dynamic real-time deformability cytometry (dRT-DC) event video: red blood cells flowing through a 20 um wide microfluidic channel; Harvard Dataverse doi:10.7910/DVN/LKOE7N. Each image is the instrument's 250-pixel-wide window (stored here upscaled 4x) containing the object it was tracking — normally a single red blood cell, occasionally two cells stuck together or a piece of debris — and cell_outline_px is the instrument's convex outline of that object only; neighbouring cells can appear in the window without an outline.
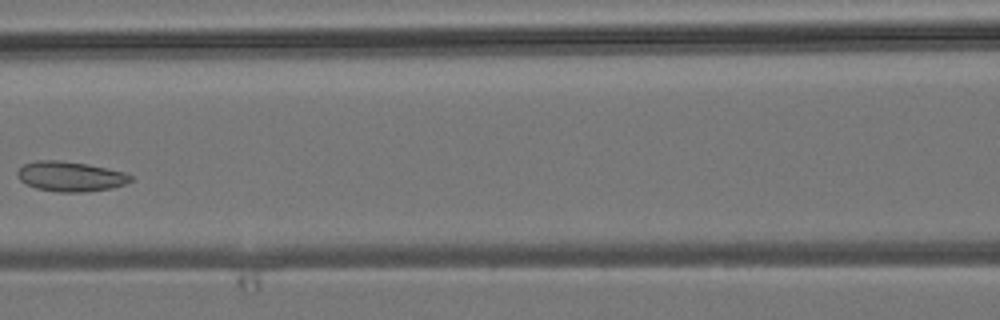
{"species": "common noctule bat (a hibernating species)", "species_latin": "Nyctalus noctula", "temperature_condition": "room temperature", "stored_images_in_passage": 7, "camera_frame_rate_fps": 3000, "um_per_image_px": 0.085, "animal": {"sex": "male", "body_mass_g": 19.2, "forearm_length_mm": 51.8}, "frame": {"image": 1, "passage_image": 6, "time_ms": 6.0, "image_size_px": [1000, 320], "cell_outline_px": [[132, 180], [124, 184], [112, 188], [84, 192], [56, 192], [36, 188], [20, 180], [16, 176], [16, 172], [24, 164], [36, 160], [60, 160], [88, 164], [124, 172], [132, 176]], "centroid_in_image_um": [5.96, 14.99], "position_along_channel_um": 160.6, "area_um2": 19.77}}
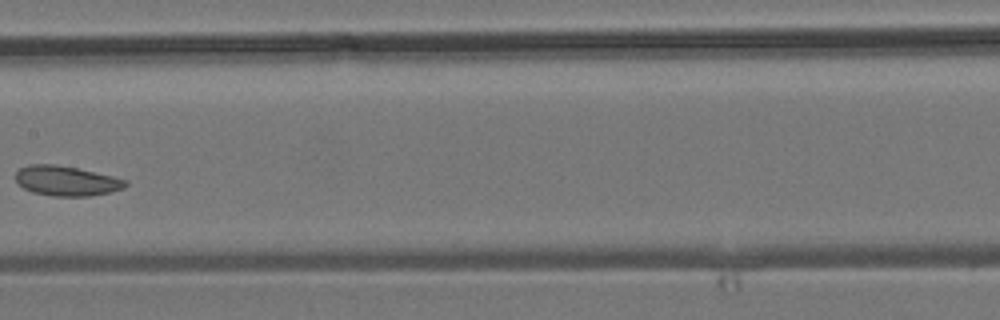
{"frame": {"image": 2, "passage_image": 7, "time_ms": 7.0, "image_size_px": [1000, 320], "cell_outline_px": [[128, 184], [124, 188], [108, 192], [88, 196], [52, 196], [32, 192], [24, 188], [16, 180], [16, 172], [20, 168], [28, 164], [56, 164], [76, 168], [112, 176], [128, 180]], "centroid_in_image_um": [5.64, 15.37], "position_along_channel_um": 201.8, "area_um2": 19.02}}